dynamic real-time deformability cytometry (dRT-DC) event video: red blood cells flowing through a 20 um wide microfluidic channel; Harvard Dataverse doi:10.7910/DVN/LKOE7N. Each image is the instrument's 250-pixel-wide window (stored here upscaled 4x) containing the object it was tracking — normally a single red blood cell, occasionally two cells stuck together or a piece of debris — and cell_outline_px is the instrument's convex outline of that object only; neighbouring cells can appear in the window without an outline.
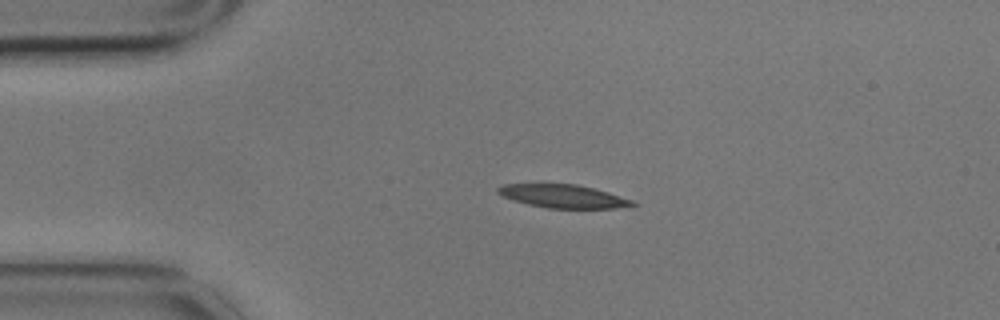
{"species": "common noctule bat (a hibernating species)", "species_latin": "Nyctalus noctula", "temperature_condition": "cold", "stored_images_in_passage": 4, "camera_frame_rate_fps": 3000, "um_per_image_px": 0.085, "animal": {"sex": "male", "body_mass_g": 17.9}, "frame": {"image": 1, "passage_image": 3, "time_ms": 0.667, "image_size_px": [1000, 320], "cell_outline_px": [[640, 204], [616, 208], [548, 208], [528, 204], [504, 196], [496, 192], [496, 188], [504, 184], [540, 180], [576, 184], [608, 192], [632, 200]], "centroid_in_image_um": [47.78, 16.61], "position_along_channel_um": 37.2, "area_um2": 19.02}}